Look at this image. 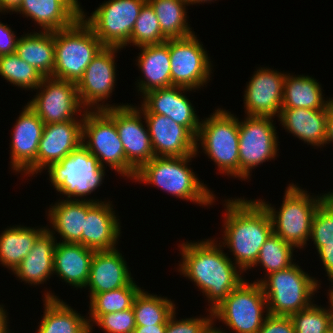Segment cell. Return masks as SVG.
Segmentation results:
<instances>
[{"instance_id":"obj_1","label":"cell","mask_w":333,"mask_h":333,"mask_svg":"<svg viewBox=\"0 0 333 333\" xmlns=\"http://www.w3.org/2000/svg\"><path fill=\"white\" fill-rule=\"evenodd\" d=\"M215 240L187 241L178 246L182 257L178 271L194 282L206 296L211 304L209 310L217 307L245 280L242 278L243 271L223 252L221 243Z\"/></svg>"},{"instance_id":"obj_2","label":"cell","mask_w":333,"mask_h":333,"mask_svg":"<svg viewBox=\"0 0 333 333\" xmlns=\"http://www.w3.org/2000/svg\"><path fill=\"white\" fill-rule=\"evenodd\" d=\"M224 234L221 246L226 245L234 256V264L243 272L251 269L260 249L273 233L270 215L257 200L231 198L225 201Z\"/></svg>"},{"instance_id":"obj_3","label":"cell","mask_w":333,"mask_h":333,"mask_svg":"<svg viewBox=\"0 0 333 333\" xmlns=\"http://www.w3.org/2000/svg\"><path fill=\"white\" fill-rule=\"evenodd\" d=\"M193 154L185 157H153L145 163L137 172L135 182L152 184L182 200L197 203L200 206L212 205L215 200L213 192L207 188L204 182L199 180L191 170L188 163Z\"/></svg>"},{"instance_id":"obj_4","label":"cell","mask_w":333,"mask_h":333,"mask_svg":"<svg viewBox=\"0 0 333 333\" xmlns=\"http://www.w3.org/2000/svg\"><path fill=\"white\" fill-rule=\"evenodd\" d=\"M307 192L294 183L288 184L279 210L262 199L258 200L270 215L273 233L298 249L304 248L310 241L314 213L331 193L312 197Z\"/></svg>"},{"instance_id":"obj_5","label":"cell","mask_w":333,"mask_h":333,"mask_svg":"<svg viewBox=\"0 0 333 333\" xmlns=\"http://www.w3.org/2000/svg\"><path fill=\"white\" fill-rule=\"evenodd\" d=\"M254 282L261 284L269 314L282 316H290L309 307L314 302L311 301L313 295L321 287L316 278L304 272L295 262L289 268Z\"/></svg>"},{"instance_id":"obj_6","label":"cell","mask_w":333,"mask_h":333,"mask_svg":"<svg viewBox=\"0 0 333 333\" xmlns=\"http://www.w3.org/2000/svg\"><path fill=\"white\" fill-rule=\"evenodd\" d=\"M200 123L196 154L201 147L217 165L219 173L239 179V120L228 110L218 108ZM199 142V143H198Z\"/></svg>"},{"instance_id":"obj_7","label":"cell","mask_w":333,"mask_h":333,"mask_svg":"<svg viewBox=\"0 0 333 333\" xmlns=\"http://www.w3.org/2000/svg\"><path fill=\"white\" fill-rule=\"evenodd\" d=\"M55 65L52 77L77 83L104 47L80 17L70 27L54 31Z\"/></svg>"},{"instance_id":"obj_8","label":"cell","mask_w":333,"mask_h":333,"mask_svg":"<svg viewBox=\"0 0 333 333\" xmlns=\"http://www.w3.org/2000/svg\"><path fill=\"white\" fill-rule=\"evenodd\" d=\"M104 167L98 159L83 145L72 151L60 162L48 168L49 180L56 191L67 196L68 200H86L102 184L105 174ZM77 197V198H75Z\"/></svg>"},{"instance_id":"obj_9","label":"cell","mask_w":333,"mask_h":333,"mask_svg":"<svg viewBox=\"0 0 333 333\" xmlns=\"http://www.w3.org/2000/svg\"><path fill=\"white\" fill-rule=\"evenodd\" d=\"M82 145L98 159L102 167L108 164L121 176L134 180L136 171L126 161L115 121L104 110L84 112Z\"/></svg>"},{"instance_id":"obj_10","label":"cell","mask_w":333,"mask_h":333,"mask_svg":"<svg viewBox=\"0 0 333 333\" xmlns=\"http://www.w3.org/2000/svg\"><path fill=\"white\" fill-rule=\"evenodd\" d=\"M212 311L213 321H222L235 333H257L269 314L261 284L246 280Z\"/></svg>"},{"instance_id":"obj_11","label":"cell","mask_w":333,"mask_h":333,"mask_svg":"<svg viewBox=\"0 0 333 333\" xmlns=\"http://www.w3.org/2000/svg\"><path fill=\"white\" fill-rule=\"evenodd\" d=\"M146 1L108 0L91 13L92 16L83 11L81 17L104 47L122 49L130 44L134 24Z\"/></svg>"},{"instance_id":"obj_12","label":"cell","mask_w":333,"mask_h":333,"mask_svg":"<svg viewBox=\"0 0 333 333\" xmlns=\"http://www.w3.org/2000/svg\"><path fill=\"white\" fill-rule=\"evenodd\" d=\"M274 118L246 116L239 121V178L248 180L252 169L278 156Z\"/></svg>"},{"instance_id":"obj_13","label":"cell","mask_w":333,"mask_h":333,"mask_svg":"<svg viewBox=\"0 0 333 333\" xmlns=\"http://www.w3.org/2000/svg\"><path fill=\"white\" fill-rule=\"evenodd\" d=\"M36 90L38 92L27 105L44 124L83 121L85 109H82L76 83L48 76L43 78ZM78 113L80 119L76 117Z\"/></svg>"},{"instance_id":"obj_14","label":"cell","mask_w":333,"mask_h":333,"mask_svg":"<svg viewBox=\"0 0 333 333\" xmlns=\"http://www.w3.org/2000/svg\"><path fill=\"white\" fill-rule=\"evenodd\" d=\"M196 36L169 39L171 86L197 90L210 81L213 66Z\"/></svg>"},{"instance_id":"obj_15","label":"cell","mask_w":333,"mask_h":333,"mask_svg":"<svg viewBox=\"0 0 333 333\" xmlns=\"http://www.w3.org/2000/svg\"><path fill=\"white\" fill-rule=\"evenodd\" d=\"M119 50L121 49L116 47H103L76 83L78 97L85 111L106 110L126 105L104 104L105 100L112 96L116 85L115 57Z\"/></svg>"},{"instance_id":"obj_16","label":"cell","mask_w":333,"mask_h":333,"mask_svg":"<svg viewBox=\"0 0 333 333\" xmlns=\"http://www.w3.org/2000/svg\"><path fill=\"white\" fill-rule=\"evenodd\" d=\"M114 121L126 155L127 163L137 172L155 157L148 126L142 111L134 105L104 110ZM145 121L143 125L142 117Z\"/></svg>"},{"instance_id":"obj_17","label":"cell","mask_w":333,"mask_h":333,"mask_svg":"<svg viewBox=\"0 0 333 333\" xmlns=\"http://www.w3.org/2000/svg\"><path fill=\"white\" fill-rule=\"evenodd\" d=\"M22 109L11 135L10 166L30 177L37 174V152L45 124L28 105Z\"/></svg>"},{"instance_id":"obj_18","label":"cell","mask_w":333,"mask_h":333,"mask_svg":"<svg viewBox=\"0 0 333 333\" xmlns=\"http://www.w3.org/2000/svg\"><path fill=\"white\" fill-rule=\"evenodd\" d=\"M285 76L284 72L259 67L244 91L245 114L247 116L279 117L282 109Z\"/></svg>"},{"instance_id":"obj_19","label":"cell","mask_w":333,"mask_h":333,"mask_svg":"<svg viewBox=\"0 0 333 333\" xmlns=\"http://www.w3.org/2000/svg\"><path fill=\"white\" fill-rule=\"evenodd\" d=\"M138 108L146 120L156 157H185L196 154V137L186 127L167 116L151 114L143 105Z\"/></svg>"},{"instance_id":"obj_20","label":"cell","mask_w":333,"mask_h":333,"mask_svg":"<svg viewBox=\"0 0 333 333\" xmlns=\"http://www.w3.org/2000/svg\"><path fill=\"white\" fill-rule=\"evenodd\" d=\"M112 207L110 201L87 199V215L81 235L83 246L95 251L116 248L122 226Z\"/></svg>"},{"instance_id":"obj_21","label":"cell","mask_w":333,"mask_h":333,"mask_svg":"<svg viewBox=\"0 0 333 333\" xmlns=\"http://www.w3.org/2000/svg\"><path fill=\"white\" fill-rule=\"evenodd\" d=\"M188 91L192 89L178 86L154 89L142 96L141 104L151 114L171 118L177 124L186 127L196 137L201 121L195 113L194 106L185 95Z\"/></svg>"},{"instance_id":"obj_22","label":"cell","mask_w":333,"mask_h":333,"mask_svg":"<svg viewBox=\"0 0 333 333\" xmlns=\"http://www.w3.org/2000/svg\"><path fill=\"white\" fill-rule=\"evenodd\" d=\"M83 121L45 124L37 152V173L60 162L82 145Z\"/></svg>"},{"instance_id":"obj_23","label":"cell","mask_w":333,"mask_h":333,"mask_svg":"<svg viewBox=\"0 0 333 333\" xmlns=\"http://www.w3.org/2000/svg\"><path fill=\"white\" fill-rule=\"evenodd\" d=\"M126 263L124 256L117 248L95 251L85 286V288L89 287V297L129 285L133 281V277Z\"/></svg>"},{"instance_id":"obj_24","label":"cell","mask_w":333,"mask_h":333,"mask_svg":"<svg viewBox=\"0 0 333 333\" xmlns=\"http://www.w3.org/2000/svg\"><path fill=\"white\" fill-rule=\"evenodd\" d=\"M15 12L32 19L40 31H58L73 25L83 9L78 0H22Z\"/></svg>"},{"instance_id":"obj_25","label":"cell","mask_w":333,"mask_h":333,"mask_svg":"<svg viewBox=\"0 0 333 333\" xmlns=\"http://www.w3.org/2000/svg\"><path fill=\"white\" fill-rule=\"evenodd\" d=\"M56 232L46 228L35 240L29 254L20 262L13 273L19 280L32 285L44 284L54 271Z\"/></svg>"},{"instance_id":"obj_26","label":"cell","mask_w":333,"mask_h":333,"mask_svg":"<svg viewBox=\"0 0 333 333\" xmlns=\"http://www.w3.org/2000/svg\"><path fill=\"white\" fill-rule=\"evenodd\" d=\"M137 65L143 73V78L137 81L143 96L148 91L171 86V63L169 55V39L160 44L138 47Z\"/></svg>"},{"instance_id":"obj_27","label":"cell","mask_w":333,"mask_h":333,"mask_svg":"<svg viewBox=\"0 0 333 333\" xmlns=\"http://www.w3.org/2000/svg\"><path fill=\"white\" fill-rule=\"evenodd\" d=\"M328 109L282 108L280 124L287 132L311 146L324 147Z\"/></svg>"},{"instance_id":"obj_28","label":"cell","mask_w":333,"mask_h":333,"mask_svg":"<svg viewBox=\"0 0 333 333\" xmlns=\"http://www.w3.org/2000/svg\"><path fill=\"white\" fill-rule=\"evenodd\" d=\"M94 252L82 244L62 243L60 239L54 251L53 274L74 288H85Z\"/></svg>"},{"instance_id":"obj_29","label":"cell","mask_w":333,"mask_h":333,"mask_svg":"<svg viewBox=\"0 0 333 333\" xmlns=\"http://www.w3.org/2000/svg\"><path fill=\"white\" fill-rule=\"evenodd\" d=\"M47 291L44 295V313L37 333H90L87 316H81L59 296Z\"/></svg>"},{"instance_id":"obj_30","label":"cell","mask_w":333,"mask_h":333,"mask_svg":"<svg viewBox=\"0 0 333 333\" xmlns=\"http://www.w3.org/2000/svg\"><path fill=\"white\" fill-rule=\"evenodd\" d=\"M48 209L50 226L63 238L62 243L81 244L87 215V200H58Z\"/></svg>"},{"instance_id":"obj_31","label":"cell","mask_w":333,"mask_h":333,"mask_svg":"<svg viewBox=\"0 0 333 333\" xmlns=\"http://www.w3.org/2000/svg\"><path fill=\"white\" fill-rule=\"evenodd\" d=\"M321 84L305 75L286 73L283 83L282 108L328 109L333 98L324 100Z\"/></svg>"},{"instance_id":"obj_32","label":"cell","mask_w":333,"mask_h":333,"mask_svg":"<svg viewBox=\"0 0 333 333\" xmlns=\"http://www.w3.org/2000/svg\"><path fill=\"white\" fill-rule=\"evenodd\" d=\"M15 53L44 77L51 76L55 65L54 31H34L21 35Z\"/></svg>"},{"instance_id":"obj_33","label":"cell","mask_w":333,"mask_h":333,"mask_svg":"<svg viewBox=\"0 0 333 333\" xmlns=\"http://www.w3.org/2000/svg\"><path fill=\"white\" fill-rule=\"evenodd\" d=\"M46 228L43 226L37 229L21 225L6 228L0 235V264L13 272Z\"/></svg>"},{"instance_id":"obj_34","label":"cell","mask_w":333,"mask_h":333,"mask_svg":"<svg viewBox=\"0 0 333 333\" xmlns=\"http://www.w3.org/2000/svg\"><path fill=\"white\" fill-rule=\"evenodd\" d=\"M158 18L162 34L167 39L184 38L194 34L187 20V0H147Z\"/></svg>"},{"instance_id":"obj_35","label":"cell","mask_w":333,"mask_h":333,"mask_svg":"<svg viewBox=\"0 0 333 333\" xmlns=\"http://www.w3.org/2000/svg\"><path fill=\"white\" fill-rule=\"evenodd\" d=\"M136 326L167 324L175 312V304L167 297L157 296L141 289L133 301Z\"/></svg>"},{"instance_id":"obj_36","label":"cell","mask_w":333,"mask_h":333,"mask_svg":"<svg viewBox=\"0 0 333 333\" xmlns=\"http://www.w3.org/2000/svg\"><path fill=\"white\" fill-rule=\"evenodd\" d=\"M0 75L19 88L35 90L44 76L38 70L19 58L16 53L0 56Z\"/></svg>"},{"instance_id":"obj_37","label":"cell","mask_w":333,"mask_h":333,"mask_svg":"<svg viewBox=\"0 0 333 333\" xmlns=\"http://www.w3.org/2000/svg\"><path fill=\"white\" fill-rule=\"evenodd\" d=\"M295 247L280 236L272 233L262 245L257 261L252 266H262L267 272L265 277L271 273L289 268L293 265V251ZM260 264V265H259Z\"/></svg>"},{"instance_id":"obj_38","label":"cell","mask_w":333,"mask_h":333,"mask_svg":"<svg viewBox=\"0 0 333 333\" xmlns=\"http://www.w3.org/2000/svg\"><path fill=\"white\" fill-rule=\"evenodd\" d=\"M133 280L122 288L94 294L90 298L89 315H104L129 309L133 305L135 296L141 290Z\"/></svg>"},{"instance_id":"obj_39","label":"cell","mask_w":333,"mask_h":333,"mask_svg":"<svg viewBox=\"0 0 333 333\" xmlns=\"http://www.w3.org/2000/svg\"><path fill=\"white\" fill-rule=\"evenodd\" d=\"M167 40L162 34L158 18L151 4L146 1L134 24L130 37V45L141 47L160 44Z\"/></svg>"},{"instance_id":"obj_40","label":"cell","mask_w":333,"mask_h":333,"mask_svg":"<svg viewBox=\"0 0 333 333\" xmlns=\"http://www.w3.org/2000/svg\"><path fill=\"white\" fill-rule=\"evenodd\" d=\"M295 333H325L332 325V310L312 303L309 307L290 315Z\"/></svg>"},{"instance_id":"obj_41","label":"cell","mask_w":333,"mask_h":333,"mask_svg":"<svg viewBox=\"0 0 333 333\" xmlns=\"http://www.w3.org/2000/svg\"><path fill=\"white\" fill-rule=\"evenodd\" d=\"M310 239L317 251L327 244H333V191L320 203L311 223Z\"/></svg>"},{"instance_id":"obj_42","label":"cell","mask_w":333,"mask_h":333,"mask_svg":"<svg viewBox=\"0 0 333 333\" xmlns=\"http://www.w3.org/2000/svg\"><path fill=\"white\" fill-rule=\"evenodd\" d=\"M91 317V318H90ZM88 323L92 333L93 323L106 333H133L136 328L133 308L104 315H89Z\"/></svg>"},{"instance_id":"obj_43","label":"cell","mask_w":333,"mask_h":333,"mask_svg":"<svg viewBox=\"0 0 333 333\" xmlns=\"http://www.w3.org/2000/svg\"><path fill=\"white\" fill-rule=\"evenodd\" d=\"M209 315L207 317L202 316L185 318L177 320L176 311L170 316L167 321V327L165 333H205L207 329L214 323L213 311L208 310Z\"/></svg>"},{"instance_id":"obj_44","label":"cell","mask_w":333,"mask_h":333,"mask_svg":"<svg viewBox=\"0 0 333 333\" xmlns=\"http://www.w3.org/2000/svg\"><path fill=\"white\" fill-rule=\"evenodd\" d=\"M257 333H295L290 316L268 314Z\"/></svg>"},{"instance_id":"obj_45","label":"cell","mask_w":333,"mask_h":333,"mask_svg":"<svg viewBox=\"0 0 333 333\" xmlns=\"http://www.w3.org/2000/svg\"><path fill=\"white\" fill-rule=\"evenodd\" d=\"M18 40L14 31L0 22V56L15 53Z\"/></svg>"},{"instance_id":"obj_46","label":"cell","mask_w":333,"mask_h":333,"mask_svg":"<svg viewBox=\"0 0 333 333\" xmlns=\"http://www.w3.org/2000/svg\"><path fill=\"white\" fill-rule=\"evenodd\" d=\"M318 255L322 261L328 280L333 282V244L322 246L318 251Z\"/></svg>"},{"instance_id":"obj_47","label":"cell","mask_w":333,"mask_h":333,"mask_svg":"<svg viewBox=\"0 0 333 333\" xmlns=\"http://www.w3.org/2000/svg\"><path fill=\"white\" fill-rule=\"evenodd\" d=\"M167 324L136 326L133 333H165Z\"/></svg>"},{"instance_id":"obj_48","label":"cell","mask_w":333,"mask_h":333,"mask_svg":"<svg viewBox=\"0 0 333 333\" xmlns=\"http://www.w3.org/2000/svg\"><path fill=\"white\" fill-rule=\"evenodd\" d=\"M333 142V102L328 106L325 145Z\"/></svg>"},{"instance_id":"obj_49","label":"cell","mask_w":333,"mask_h":333,"mask_svg":"<svg viewBox=\"0 0 333 333\" xmlns=\"http://www.w3.org/2000/svg\"><path fill=\"white\" fill-rule=\"evenodd\" d=\"M22 0H0V12H15Z\"/></svg>"},{"instance_id":"obj_50","label":"cell","mask_w":333,"mask_h":333,"mask_svg":"<svg viewBox=\"0 0 333 333\" xmlns=\"http://www.w3.org/2000/svg\"><path fill=\"white\" fill-rule=\"evenodd\" d=\"M7 310L4 309L3 305H0V333H9L10 330L8 328L9 320Z\"/></svg>"},{"instance_id":"obj_51","label":"cell","mask_w":333,"mask_h":333,"mask_svg":"<svg viewBox=\"0 0 333 333\" xmlns=\"http://www.w3.org/2000/svg\"><path fill=\"white\" fill-rule=\"evenodd\" d=\"M328 296H329V305L328 307L332 310V318H333V282L331 283V288L328 290Z\"/></svg>"},{"instance_id":"obj_52","label":"cell","mask_w":333,"mask_h":333,"mask_svg":"<svg viewBox=\"0 0 333 333\" xmlns=\"http://www.w3.org/2000/svg\"><path fill=\"white\" fill-rule=\"evenodd\" d=\"M215 323H213L208 329L207 331H205V333H227L224 332L223 330H221V328H217L214 325Z\"/></svg>"},{"instance_id":"obj_53","label":"cell","mask_w":333,"mask_h":333,"mask_svg":"<svg viewBox=\"0 0 333 333\" xmlns=\"http://www.w3.org/2000/svg\"><path fill=\"white\" fill-rule=\"evenodd\" d=\"M214 2L213 0H187V2H188V5H193V4H201V3H209V2ZM216 1V0H215Z\"/></svg>"},{"instance_id":"obj_54","label":"cell","mask_w":333,"mask_h":333,"mask_svg":"<svg viewBox=\"0 0 333 333\" xmlns=\"http://www.w3.org/2000/svg\"><path fill=\"white\" fill-rule=\"evenodd\" d=\"M325 333H333V325Z\"/></svg>"}]
</instances>
